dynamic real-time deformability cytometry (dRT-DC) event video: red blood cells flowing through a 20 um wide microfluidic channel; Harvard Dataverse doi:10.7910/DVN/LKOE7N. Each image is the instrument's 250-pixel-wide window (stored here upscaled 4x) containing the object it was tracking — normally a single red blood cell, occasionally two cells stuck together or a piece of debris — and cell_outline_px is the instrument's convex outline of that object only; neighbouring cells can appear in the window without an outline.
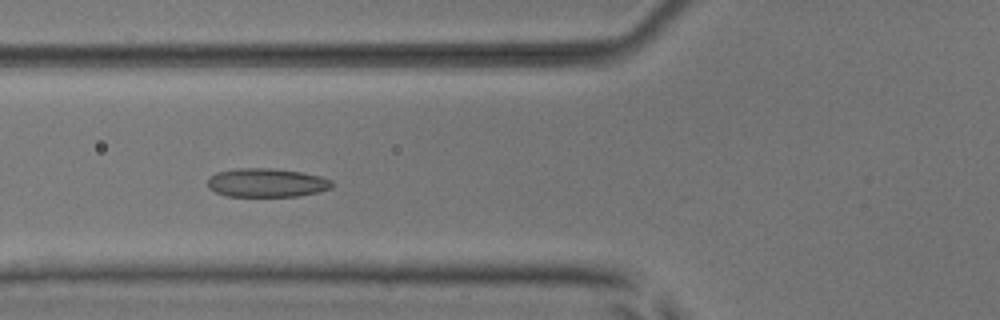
{"species": "common noctule bat (a hibernating species)", "species_latin": "Nyctalus noctula", "temperature_condition": "room temperature", "stored_images_in_passage": 7, "camera_frame_rate_fps": 3000, "um_per_image_px": 0.085, "animal": {"sex": "male", "body_mass_g": 17.9, "forearm_length_mm": 54.2}, "frame": {"image": 1, "passage_image": 6, "time_ms": 1.667, "image_size_px": [1000, 320], "cell_outline_px": [[336, 184], [332, 188], [316, 192], [296, 196], [228, 196], [216, 192], [208, 188], [208, 180], [216, 172], [236, 168], [272, 168], [300, 172], [320, 176], [332, 180]], "centroid_in_image_um": [22.68, 15.53], "position_along_channel_um": 103.1, "area_um2": 20.81}}
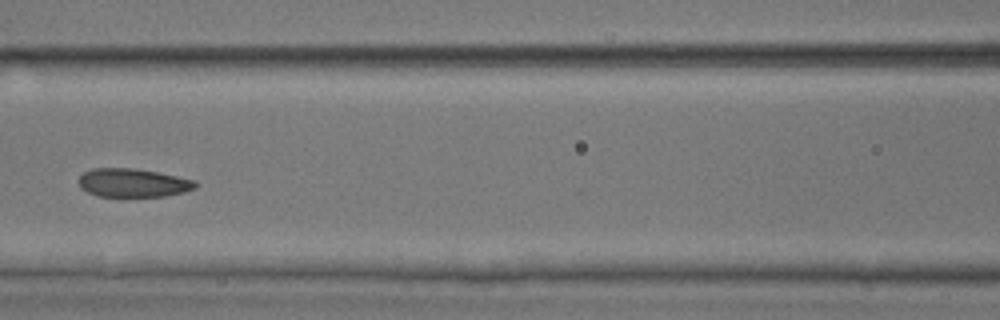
{"frame": {"image": 2, "passage_image": 7, "time_ms": 2.0, "image_size_px": [1000, 320], "cell_outline_px": [[200, 184], [196, 188], [184, 192], [164, 196], [96, 196], [80, 188], [80, 176], [84, 172], [92, 168], [136, 168], [196, 180]], "centroid_in_image_um": [11.33, 15.54], "position_along_channel_um": 155.3, "area_um2": 19.42}}